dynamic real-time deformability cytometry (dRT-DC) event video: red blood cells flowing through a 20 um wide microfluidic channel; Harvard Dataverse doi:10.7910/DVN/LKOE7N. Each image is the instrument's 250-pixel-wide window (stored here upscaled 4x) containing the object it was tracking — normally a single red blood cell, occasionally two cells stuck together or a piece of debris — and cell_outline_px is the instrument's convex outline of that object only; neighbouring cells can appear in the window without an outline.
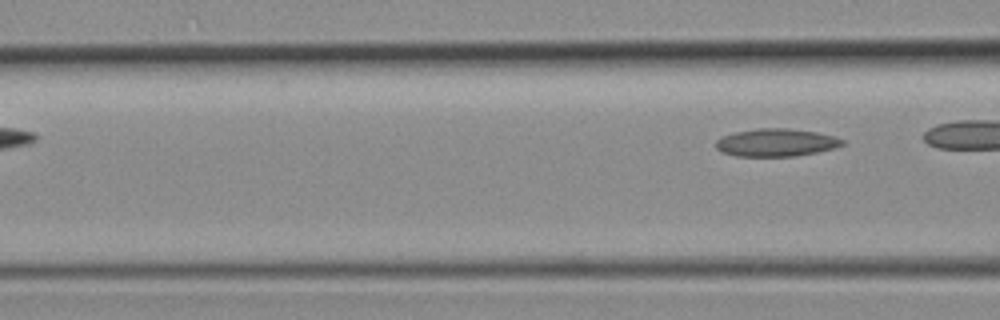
{"species": "common noctule bat (a hibernating species)", "species_latin": "Nyctalus noctula", "temperature_condition": "room temperature", "stored_images_in_passage": 6, "camera_frame_rate_fps": 3000, "um_per_image_px": 0.085, "animal": {"sex": "female", "body_mass_g": 19.3, "forearm_length_mm": 54.1}, "frame": {"image": 1, "passage_image": 6, "time_ms": 1.667, "image_size_px": [1000, 320], "cell_outline_px": [[844, 144], [832, 148], [816, 152], [792, 156], [736, 156], [720, 152], [716, 148], [716, 140], [720, 136], [736, 132], [756, 128], [784, 128], [816, 132], [836, 136], [844, 140]], "centroid_in_image_um": [65.93, 12.11], "position_along_channel_um": 100.7, "area_um2": 20.4}}